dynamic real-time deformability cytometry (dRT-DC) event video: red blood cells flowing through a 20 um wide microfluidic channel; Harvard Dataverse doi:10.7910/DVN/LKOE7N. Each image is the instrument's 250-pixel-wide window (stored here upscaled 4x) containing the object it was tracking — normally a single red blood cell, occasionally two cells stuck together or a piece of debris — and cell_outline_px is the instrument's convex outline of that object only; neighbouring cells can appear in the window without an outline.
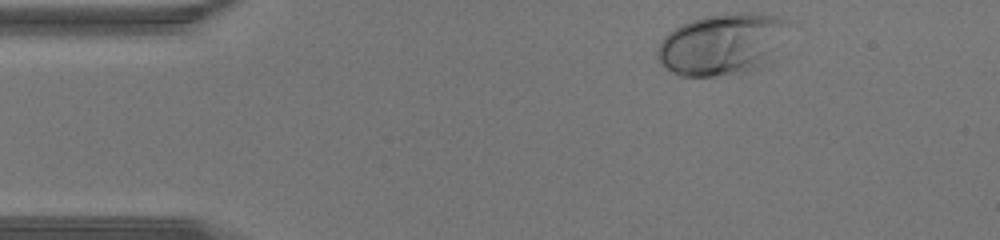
{"species": "human", "species_latin": "Homo sapiens", "temperature_condition": "warm", "stored_images_in_passage": 32, "camera_frame_rate_fps": 3000, "um_per_image_px": 0.085, "donor": {"sex": "male"}, "frame": {"image": 1, "passage_image": 1, "time_ms": 0.0, "image_size_px": [1000, 240], "cell_outline_px": [[788, 20], [772, 64], [748, 72], [716, 76], [680, 76], [672, 72], [660, 64], [656, 56], [656, 52], [660, 40], [668, 32], [680, 24], [704, 16], [728, 12], [756, 12], [776, 16]], "centroid_in_image_um": [61.35, 3.76], "position_along_channel_um": 23.6, "area_um2": 47.69}}
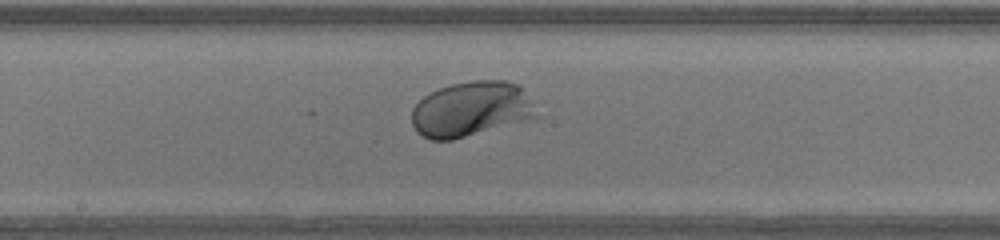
{"frame": {"image": 2, "passage_image": 18, "time_ms": 5.667, "image_size_px": [1000, 240], "cell_outline_px": [[540, 116], [452, 140], [432, 140], [416, 132], [412, 124], [412, 108], [424, 96], [440, 88], [452, 84], [472, 80], [508, 80], [520, 84]], "centroid_in_image_um": [40.05, 9.26], "position_along_channel_um": 208.2, "area_um2": 39.88}}
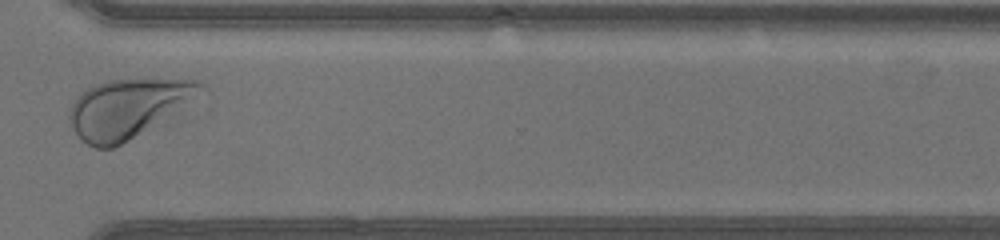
{"frame": {"image": 3, "passage_image": 28, "time_ms": 9.0, "image_size_px": [1000, 240], "cell_outline_px": [[204, 84], [132, 136], [120, 144], [112, 148], [96, 148], [88, 144], [76, 132], [68, 120], [68, 112], [72, 104], [80, 92], [96, 84], [108, 80], [140, 76], [200, 80]], "centroid_in_image_um": [10.62, 9.11], "position_along_channel_um": 360.0, "area_um2": 42.31}}